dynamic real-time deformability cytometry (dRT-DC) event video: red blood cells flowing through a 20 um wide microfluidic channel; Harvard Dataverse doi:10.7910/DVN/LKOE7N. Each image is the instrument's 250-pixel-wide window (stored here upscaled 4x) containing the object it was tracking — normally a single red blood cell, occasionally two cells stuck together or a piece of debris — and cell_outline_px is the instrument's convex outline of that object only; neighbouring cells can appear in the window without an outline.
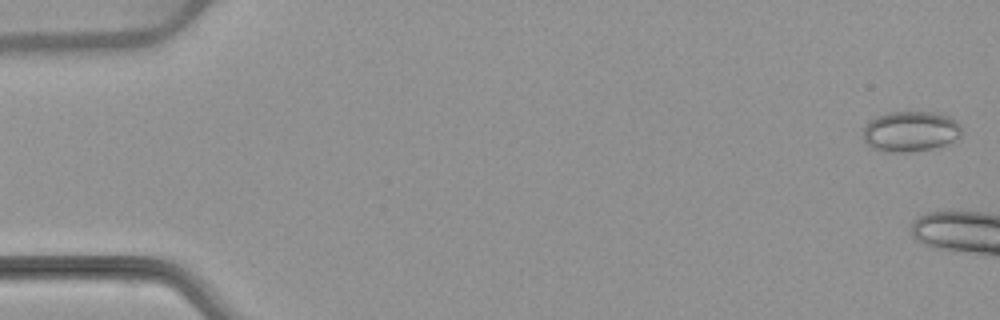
{"species": "common noctule bat (a hibernating species)", "species_latin": "Nyctalus noctula", "temperature_condition": "warm", "stored_images_in_passage": 6, "camera_frame_rate_fps": 3000, "um_per_image_px": 0.085, "animal": {"sex": "female", "body_mass_g": 22.7, "forearm_length_mm": 54.2}, "frame": {"image": 1, "passage_image": 1, "time_ms": 0.0, "image_size_px": [1000, 320], "cell_outline_px": [[964, 132], [960, 136], [936, 148], [912, 152], [884, 152], [872, 148], [864, 140], [864, 128], [876, 116], [888, 112], [940, 112], [956, 120], [960, 124]], "centroid_in_image_um": [77.43, 11.17], "position_along_channel_um": 7.6, "area_um2": 23.41}}